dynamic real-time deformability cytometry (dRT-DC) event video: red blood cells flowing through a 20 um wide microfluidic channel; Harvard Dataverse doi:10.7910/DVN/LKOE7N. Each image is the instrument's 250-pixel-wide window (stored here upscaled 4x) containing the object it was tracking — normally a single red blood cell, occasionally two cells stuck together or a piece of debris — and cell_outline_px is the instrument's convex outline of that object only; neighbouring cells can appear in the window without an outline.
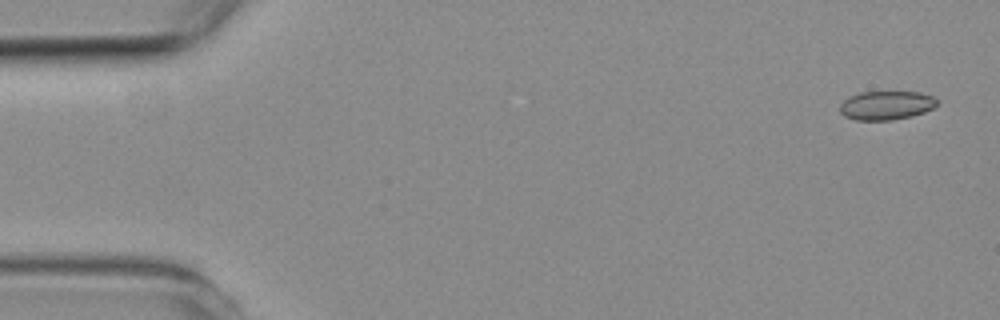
{"species": "common noctule bat (a hibernating species)", "species_latin": "Nyctalus noctula", "temperature_condition": "room temperature", "stored_images_in_passage": 6, "segment_of_instrument_passage": [2, 2], "camera_frame_rate_fps": 3000, "um_per_image_px": 0.085, "animal": {"sex": "female", "body_mass_g": 19.3, "forearm_length_mm": 54.1}, "frame": {"image": 1, "passage_image": 6, "time_ms": 7.333, "image_size_px": [1000, 320], "cell_outline_px": [[936, 104], [932, 108], [924, 112], [912, 116], [892, 120], [856, 120], [844, 116], [840, 112], [840, 104], [848, 96], [860, 92], [920, 92], [932, 96], [936, 100]], "centroid_in_image_um": [75.29, 8.95], "position_along_channel_um": 9.7, "area_um2": 16.3}}